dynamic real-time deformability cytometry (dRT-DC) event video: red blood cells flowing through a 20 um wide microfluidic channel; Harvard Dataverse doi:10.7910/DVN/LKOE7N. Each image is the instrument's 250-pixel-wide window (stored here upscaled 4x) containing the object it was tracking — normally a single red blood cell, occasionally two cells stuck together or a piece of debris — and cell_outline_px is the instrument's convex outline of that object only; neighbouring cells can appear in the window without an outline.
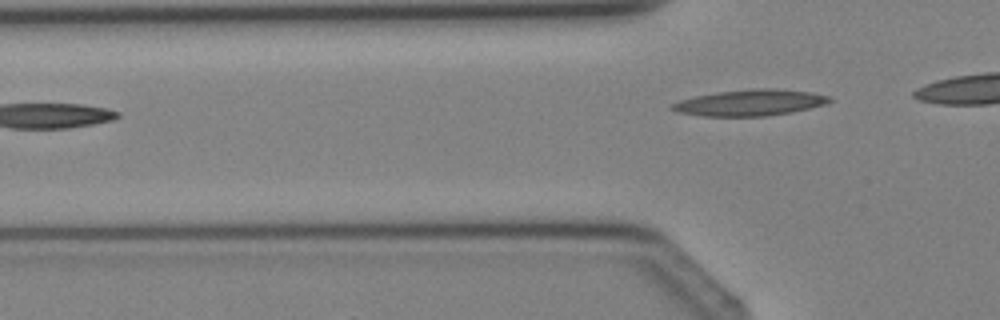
{"species": "Egyptian fruit bat (a non-hibernating species)", "species_latin": "Rousettus aegyptiacus", "temperature_condition": "cold", "stored_images_in_passage": 4, "camera_frame_rate_fps": 3000, "um_per_image_px": 0.085, "animal": {"sex": "female"}, "frame": {"image": 1, "passage_image": 4, "time_ms": 3.333, "image_size_px": [1000, 320], "cell_outline_px": [[832, 100], [824, 104], [792, 112], [768, 116], [704, 116], [676, 112], [668, 108], [672, 104], [680, 100], [696, 96], [720, 92], [752, 88], [776, 88], [812, 92], [832, 96]], "centroid_in_image_um": [63.77, 8.72], "position_along_channel_um": 62.0, "area_um2": 24.04}}